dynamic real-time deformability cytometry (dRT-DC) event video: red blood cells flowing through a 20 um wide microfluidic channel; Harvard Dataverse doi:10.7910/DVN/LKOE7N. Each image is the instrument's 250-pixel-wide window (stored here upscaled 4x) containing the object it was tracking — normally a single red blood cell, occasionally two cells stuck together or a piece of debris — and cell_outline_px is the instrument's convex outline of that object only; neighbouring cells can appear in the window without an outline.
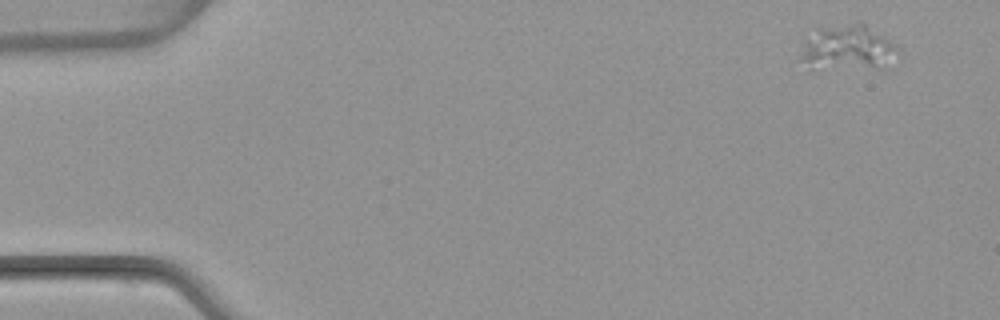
{"species": "common noctule bat (a hibernating species)", "species_latin": "Nyctalus noctula", "temperature_condition": "warm", "stored_images_in_passage": 4, "camera_frame_rate_fps": 3000, "um_per_image_px": 0.085, "animal": {"sex": "female", "body_mass_g": 22.7, "forearm_length_mm": 54.2}, "frame": {"image": 1, "passage_image": 1, "time_ms": 0.0, "image_size_px": [1000, 320], "cell_outline_px": [[900, 48], [884, 68], [808, 68], [800, 60], [800, 56], [804, 36], [816, 28], [856, 20], [860, 20], [896, 44]], "centroid_in_image_um": [71.99, 4.01], "position_along_channel_um": 13.0, "area_um2": 26.47}}
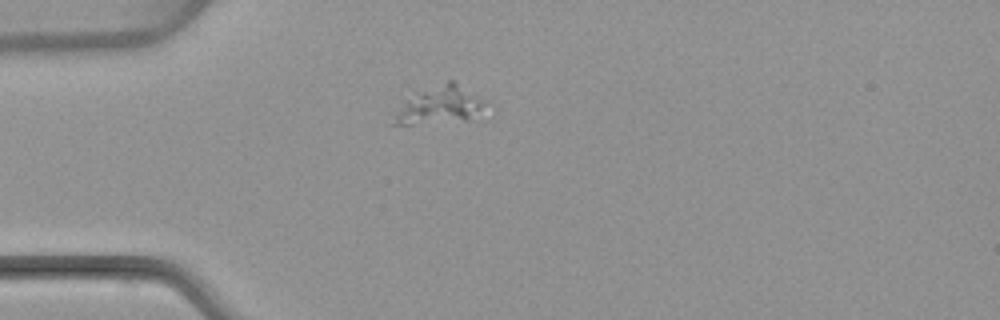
{"frame": {"image": 2, "passage_image": 4, "time_ms": 3.667, "image_size_px": [1000, 320], "cell_outline_px": [[488, 104], [468, 120], [412, 124], [388, 124], [408, 100], [448, 80], [452, 80], [488, 100]], "centroid_in_image_um": [37.49, 8.96], "position_along_channel_um": 47.5, "area_um2": 19.13}}